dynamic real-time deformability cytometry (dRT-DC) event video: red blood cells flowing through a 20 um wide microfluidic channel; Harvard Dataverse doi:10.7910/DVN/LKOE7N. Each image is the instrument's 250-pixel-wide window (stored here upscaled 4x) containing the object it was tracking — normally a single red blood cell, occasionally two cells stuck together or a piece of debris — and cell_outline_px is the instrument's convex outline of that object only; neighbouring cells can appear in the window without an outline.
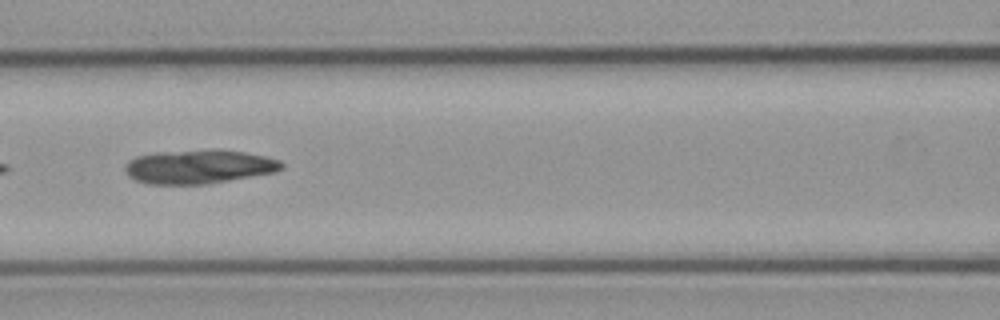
{"species": "common noctule bat (a hibernating species)", "species_latin": "Nyctalus noctula", "temperature_condition": "cold", "stored_images_in_passage": 6, "camera_frame_rate_fps": 3000, "um_per_image_px": 0.085, "animal": {"sex": "male", "body_mass_g": 23.1, "forearm_length_mm": 52.7}, "frame": {"image": 1, "passage_image": 4, "time_ms": 3.667, "image_size_px": [1000, 320], "cell_outline_px": [[284, 168], [276, 172], [204, 184], [148, 184], [136, 180], [128, 176], [124, 168], [128, 160], [136, 156], [156, 152], [244, 152], [264, 156], [280, 160], [284, 164]], "centroid_in_image_um": [16.87, 14.2], "position_along_channel_um": 149.7, "area_um2": 29.94}}
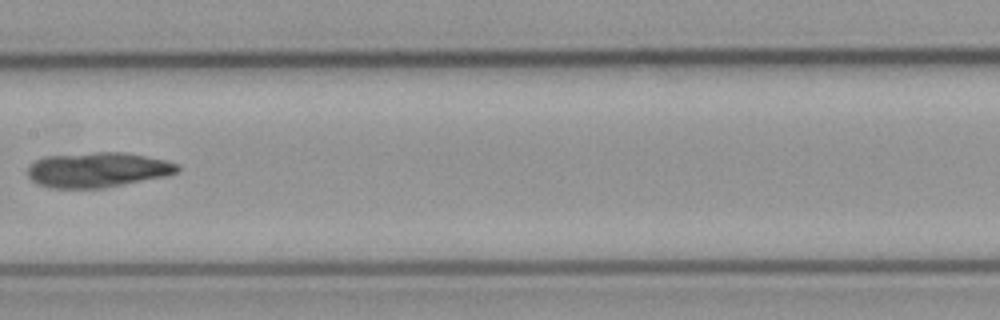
{"frame": {"image": 2, "passage_image": 5, "time_ms": 5.0, "image_size_px": [1000, 320], "cell_outline_px": [[180, 168], [176, 172], [164, 176], [124, 184], [100, 188], [48, 188], [36, 184], [28, 176], [28, 168], [36, 160], [44, 156], [96, 152], [124, 152], [164, 160], [176, 164]], "centroid_in_image_um": [8.24, 14.44], "position_along_channel_um": 199.2, "area_um2": 30.29}}
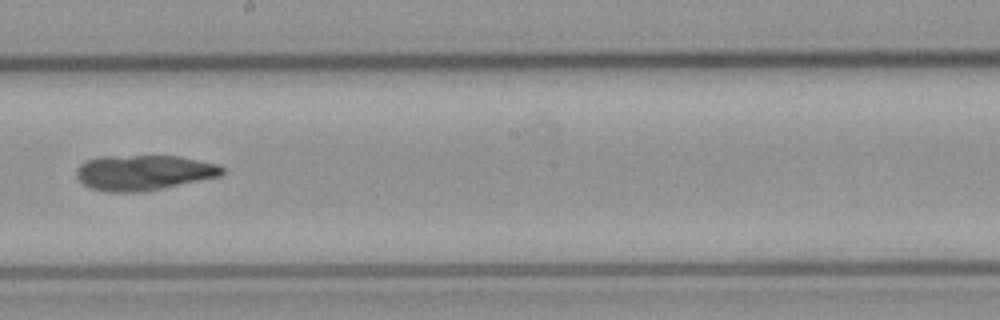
{"frame": {"image": 3, "passage_image": 6, "time_ms": 6.0, "image_size_px": [1000, 320], "cell_outline_px": [[224, 172], [220, 176], [140, 192], [108, 192], [92, 188], [84, 184], [76, 176], [76, 168], [80, 164], [88, 160], [100, 156], [180, 156], [216, 164], [224, 168]], "centroid_in_image_um": [12.18, 14.66], "position_along_channel_um": 236.0, "area_um2": 29.65}}